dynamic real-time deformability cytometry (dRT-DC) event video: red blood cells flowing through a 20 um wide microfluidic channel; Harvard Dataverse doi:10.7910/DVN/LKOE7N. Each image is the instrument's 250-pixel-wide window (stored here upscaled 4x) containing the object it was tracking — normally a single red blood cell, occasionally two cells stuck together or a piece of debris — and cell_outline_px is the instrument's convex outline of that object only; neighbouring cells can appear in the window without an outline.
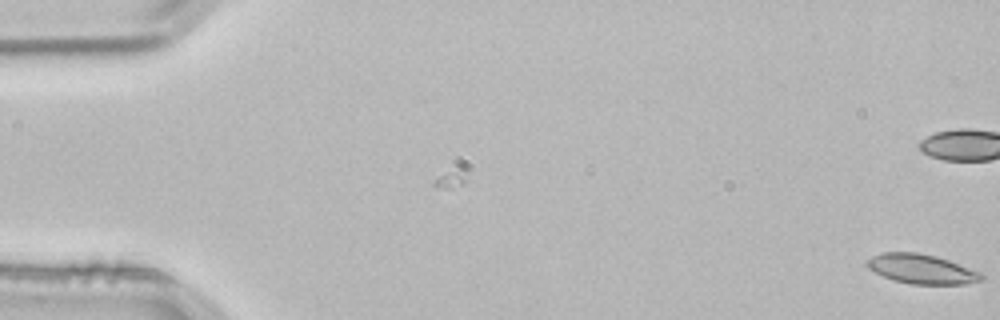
{"species": "common noctule bat (a hibernating species)", "species_latin": "Nyctalus noctula", "temperature_condition": "room temperature", "stored_images_in_passage": 15, "camera_frame_rate_fps": 3000, "um_per_image_px": 0.085, "animal": {"sex": "male", "body_mass_g": 21.5, "forearm_length_mm": 52.0}, "frame": {"image": 1, "passage_image": 15, "time_ms": 4.667, "image_size_px": [1000, 320], "cell_outline_px": [[984, 280], [964, 284], [912, 284], [892, 280], [868, 268], [864, 264], [872, 256], [880, 252], [920, 252], [936, 256], [948, 260], [980, 272], [984, 276]], "centroid_in_image_um": [78.32, 22.86], "position_along_channel_um": 6.7, "area_um2": 19.71}}